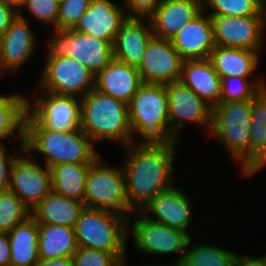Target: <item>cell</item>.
I'll return each mask as SVG.
<instances>
[{
    "instance_id": "cell-30",
    "label": "cell",
    "mask_w": 266,
    "mask_h": 266,
    "mask_svg": "<svg viewBox=\"0 0 266 266\" xmlns=\"http://www.w3.org/2000/svg\"><path fill=\"white\" fill-rule=\"evenodd\" d=\"M28 99L21 95H0V146L1 139L14 136V130L18 129V136L24 148L25 118L27 115Z\"/></svg>"
},
{
    "instance_id": "cell-25",
    "label": "cell",
    "mask_w": 266,
    "mask_h": 266,
    "mask_svg": "<svg viewBox=\"0 0 266 266\" xmlns=\"http://www.w3.org/2000/svg\"><path fill=\"white\" fill-rule=\"evenodd\" d=\"M258 56V52L248 49L215 46L209 59L220 78L240 76L254 81L251 75L259 64Z\"/></svg>"
},
{
    "instance_id": "cell-22",
    "label": "cell",
    "mask_w": 266,
    "mask_h": 266,
    "mask_svg": "<svg viewBox=\"0 0 266 266\" xmlns=\"http://www.w3.org/2000/svg\"><path fill=\"white\" fill-rule=\"evenodd\" d=\"M143 84L136 67L112 58L95 76V89L128 103Z\"/></svg>"
},
{
    "instance_id": "cell-1",
    "label": "cell",
    "mask_w": 266,
    "mask_h": 266,
    "mask_svg": "<svg viewBox=\"0 0 266 266\" xmlns=\"http://www.w3.org/2000/svg\"><path fill=\"white\" fill-rule=\"evenodd\" d=\"M122 168L130 207L141 211L157 194L173 186L175 146L136 145L124 147Z\"/></svg>"
},
{
    "instance_id": "cell-11",
    "label": "cell",
    "mask_w": 266,
    "mask_h": 266,
    "mask_svg": "<svg viewBox=\"0 0 266 266\" xmlns=\"http://www.w3.org/2000/svg\"><path fill=\"white\" fill-rule=\"evenodd\" d=\"M35 103L28 100L27 113L44 129L69 132L81 129V99L75 96L42 92ZM33 107V108H32Z\"/></svg>"
},
{
    "instance_id": "cell-38",
    "label": "cell",
    "mask_w": 266,
    "mask_h": 266,
    "mask_svg": "<svg viewBox=\"0 0 266 266\" xmlns=\"http://www.w3.org/2000/svg\"><path fill=\"white\" fill-rule=\"evenodd\" d=\"M128 17L148 18L163 0H124ZM132 11V12H131Z\"/></svg>"
},
{
    "instance_id": "cell-8",
    "label": "cell",
    "mask_w": 266,
    "mask_h": 266,
    "mask_svg": "<svg viewBox=\"0 0 266 266\" xmlns=\"http://www.w3.org/2000/svg\"><path fill=\"white\" fill-rule=\"evenodd\" d=\"M52 38L45 45L48 56H68L86 66L95 76L113 58V46L97 37L73 29L53 30Z\"/></svg>"
},
{
    "instance_id": "cell-41",
    "label": "cell",
    "mask_w": 266,
    "mask_h": 266,
    "mask_svg": "<svg viewBox=\"0 0 266 266\" xmlns=\"http://www.w3.org/2000/svg\"><path fill=\"white\" fill-rule=\"evenodd\" d=\"M10 243L8 233L0 232V266H10Z\"/></svg>"
},
{
    "instance_id": "cell-10",
    "label": "cell",
    "mask_w": 266,
    "mask_h": 266,
    "mask_svg": "<svg viewBox=\"0 0 266 266\" xmlns=\"http://www.w3.org/2000/svg\"><path fill=\"white\" fill-rule=\"evenodd\" d=\"M140 217L132 221V235L135 247L145 254H171L182 252L172 263L180 266L183 262L185 251L191 237L187 232L168 227L162 223L150 220L147 214L138 212ZM143 214V215H142Z\"/></svg>"
},
{
    "instance_id": "cell-29",
    "label": "cell",
    "mask_w": 266,
    "mask_h": 266,
    "mask_svg": "<svg viewBox=\"0 0 266 266\" xmlns=\"http://www.w3.org/2000/svg\"><path fill=\"white\" fill-rule=\"evenodd\" d=\"M92 164L64 163L50 168L52 190L58 194L84 202L89 167Z\"/></svg>"
},
{
    "instance_id": "cell-27",
    "label": "cell",
    "mask_w": 266,
    "mask_h": 266,
    "mask_svg": "<svg viewBox=\"0 0 266 266\" xmlns=\"http://www.w3.org/2000/svg\"><path fill=\"white\" fill-rule=\"evenodd\" d=\"M38 229L40 260L73 257L78 249L74 228L61 225L38 224Z\"/></svg>"
},
{
    "instance_id": "cell-35",
    "label": "cell",
    "mask_w": 266,
    "mask_h": 266,
    "mask_svg": "<svg viewBox=\"0 0 266 266\" xmlns=\"http://www.w3.org/2000/svg\"><path fill=\"white\" fill-rule=\"evenodd\" d=\"M125 255L78 247L72 258L74 266H118Z\"/></svg>"
},
{
    "instance_id": "cell-17",
    "label": "cell",
    "mask_w": 266,
    "mask_h": 266,
    "mask_svg": "<svg viewBox=\"0 0 266 266\" xmlns=\"http://www.w3.org/2000/svg\"><path fill=\"white\" fill-rule=\"evenodd\" d=\"M20 10L0 39V73L16 72L33 53L35 36ZM34 46V47H33Z\"/></svg>"
},
{
    "instance_id": "cell-36",
    "label": "cell",
    "mask_w": 266,
    "mask_h": 266,
    "mask_svg": "<svg viewBox=\"0 0 266 266\" xmlns=\"http://www.w3.org/2000/svg\"><path fill=\"white\" fill-rule=\"evenodd\" d=\"M90 3L91 0H60L57 30L73 29L89 8Z\"/></svg>"
},
{
    "instance_id": "cell-28",
    "label": "cell",
    "mask_w": 266,
    "mask_h": 266,
    "mask_svg": "<svg viewBox=\"0 0 266 266\" xmlns=\"http://www.w3.org/2000/svg\"><path fill=\"white\" fill-rule=\"evenodd\" d=\"M250 176L266 164V89L251 99Z\"/></svg>"
},
{
    "instance_id": "cell-37",
    "label": "cell",
    "mask_w": 266,
    "mask_h": 266,
    "mask_svg": "<svg viewBox=\"0 0 266 266\" xmlns=\"http://www.w3.org/2000/svg\"><path fill=\"white\" fill-rule=\"evenodd\" d=\"M60 0H27L23 6L30 15L45 24L53 25L57 30L58 8Z\"/></svg>"
},
{
    "instance_id": "cell-6",
    "label": "cell",
    "mask_w": 266,
    "mask_h": 266,
    "mask_svg": "<svg viewBox=\"0 0 266 266\" xmlns=\"http://www.w3.org/2000/svg\"><path fill=\"white\" fill-rule=\"evenodd\" d=\"M129 220L111 211L85 207L74 227L78 247L125 253Z\"/></svg>"
},
{
    "instance_id": "cell-26",
    "label": "cell",
    "mask_w": 266,
    "mask_h": 266,
    "mask_svg": "<svg viewBox=\"0 0 266 266\" xmlns=\"http://www.w3.org/2000/svg\"><path fill=\"white\" fill-rule=\"evenodd\" d=\"M10 266H38V223L30 216L8 232Z\"/></svg>"
},
{
    "instance_id": "cell-23",
    "label": "cell",
    "mask_w": 266,
    "mask_h": 266,
    "mask_svg": "<svg viewBox=\"0 0 266 266\" xmlns=\"http://www.w3.org/2000/svg\"><path fill=\"white\" fill-rule=\"evenodd\" d=\"M180 82L192 89L212 108L220 103L221 78L209 58L184 60Z\"/></svg>"
},
{
    "instance_id": "cell-14",
    "label": "cell",
    "mask_w": 266,
    "mask_h": 266,
    "mask_svg": "<svg viewBox=\"0 0 266 266\" xmlns=\"http://www.w3.org/2000/svg\"><path fill=\"white\" fill-rule=\"evenodd\" d=\"M32 159L20 154L15 158L8 186V190L15 193L30 210L52 191L50 168H41L34 157Z\"/></svg>"
},
{
    "instance_id": "cell-15",
    "label": "cell",
    "mask_w": 266,
    "mask_h": 266,
    "mask_svg": "<svg viewBox=\"0 0 266 266\" xmlns=\"http://www.w3.org/2000/svg\"><path fill=\"white\" fill-rule=\"evenodd\" d=\"M183 61L171 40L153 36L137 69L143 83L166 85L180 81Z\"/></svg>"
},
{
    "instance_id": "cell-40",
    "label": "cell",
    "mask_w": 266,
    "mask_h": 266,
    "mask_svg": "<svg viewBox=\"0 0 266 266\" xmlns=\"http://www.w3.org/2000/svg\"><path fill=\"white\" fill-rule=\"evenodd\" d=\"M17 15L18 13L5 0H0V39Z\"/></svg>"
},
{
    "instance_id": "cell-43",
    "label": "cell",
    "mask_w": 266,
    "mask_h": 266,
    "mask_svg": "<svg viewBox=\"0 0 266 266\" xmlns=\"http://www.w3.org/2000/svg\"><path fill=\"white\" fill-rule=\"evenodd\" d=\"M38 266H74L72 257L40 260Z\"/></svg>"
},
{
    "instance_id": "cell-7",
    "label": "cell",
    "mask_w": 266,
    "mask_h": 266,
    "mask_svg": "<svg viewBox=\"0 0 266 266\" xmlns=\"http://www.w3.org/2000/svg\"><path fill=\"white\" fill-rule=\"evenodd\" d=\"M100 157L89 167L84 205L86 208L106 210L126 217L133 210L126 192V179L121 168L104 166Z\"/></svg>"
},
{
    "instance_id": "cell-19",
    "label": "cell",
    "mask_w": 266,
    "mask_h": 266,
    "mask_svg": "<svg viewBox=\"0 0 266 266\" xmlns=\"http://www.w3.org/2000/svg\"><path fill=\"white\" fill-rule=\"evenodd\" d=\"M171 41L183 60L209 58L216 46L210 15H203L202 11L186 23Z\"/></svg>"
},
{
    "instance_id": "cell-39",
    "label": "cell",
    "mask_w": 266,
    "mask_h": 266,
    "mask_svg": "<svg viewBox=\"0 0 266 266\" xmlns=\"http://www.w3.org/2000/svg\"><path fill=\"white\" fill-rule=\"evenodd\" d=\"M5 152L4 145L0 146V193L8 191L11 167L18 153L16 150L14 155L7 156Z\"/></svg>"
},
{
    "instance_id": "cell-21",
    "label": "cell",
    "mask_w": 266,
    "mask_h": 266,
    "mask_svg": "<svg viewBox=\"0 0 266 266\" xmlns=\"http://www.w3.org/2000/svg\"><path fill=\"white\" fill-rule=\"evenodd\" d=\"M140 212L150 213L154 217L148 216L150 220L184 232L192 217L190 200L174 185L157 194Z\"/></svg>"
},
{
    "instance_id": "cell-18",
    "label": "cell",
    "mask_w": 266,
    "mask_h": 266,
    "mask_svg": "<svg viewBox=\"0 0 266 266\" xmlns=\"http://www.w3.org/2000/svg\"><path fill=\"white\" fill-rule=\"evenodd\" d=\"M204 11L203 0H163L149 19L154 36L171 40L189 21Z\"/></svg>"
},
{
    "instance_id": "cell-42",
    "label": "cell",
    "mask_w": 266,
    "mask_h": 266,
    "mask_svg": "<svg viewBox=\"0 0 266 266\" xmlns=\"http://www.w3.org/2000/svg\"><path fill=\"white\" fill-rule=\"evenodd\" d=\"M233 266H266V255L258 258L237 255Z\"/></svg>"
},
{
    "instance_id": "cell-4",
    "label": "cell",
    "mask_w": 266,
    "mask_h": 266,
    "mask_svg": "<svg viewBox=\"0 0 266 266\" xmlns=\"http://www.w3.org/2000/svg\"><path fill=\"white\" fill-rule=\"evenodd\" d=\"M81 99V129L95 142L114 141L123 148L133 142L128 106L95 88Z\"/></svg>"
},
{
    "instance_id": "cell-13",
    "label": "cell",
    "mask_w": 266,
    "mask_h": 266,
    "mask_svg": "<svg viewBox=\"0 0 266 266\" xmlns=\"http://www.w3.org/2000/svg\"><path fill=\"white\" fill-rule=\"evenodd\" d=\"M169 107V127L173 136L178 139L184 122L190 121L212 127L213 108L199 97L192 89L179 82L166 84Z\"/></svg>"
},
{
    "instance_id": "cell-31",
    "label": "cell",
    "mask_w": 266,
    "mask_h": 266,
    "mask_svg": "<svg viewBox=\"0 0 266 266\" xmlns=\"http://www.w3.org/2000/svg\"><path fill=\"white\" fill-rule=\"evenodd\" d=\"M188 242L183 262L180 266H233L237 254L208 244H198L189 248Z\"/></svg>"
},
{
    "instance_id": "cell-33",
    "label": "cell",
    "mask_w": 266,
    "mask_h": 266,
    "mask_svg": "<svg viewBox=\"0 0 266 266\" xmlns=\"http://www.w3.org/2000/svg\"><path fill=\"white\" fill-rule=\"evenodd\" d=\"M31 216V210L13 192L0 193V232L8 233Z\"/></svg>"
},
{
    "instance_id": "cell-2",
    "label": "cell",
    "mask_w": 266,
    "mask_h": 266,
    "mask_svg": "<svg viewBox=\"0 0 266 266\" xmlns=\"http://www.w3.org/2000/svg\"><path fill=\"white\" fill-rule=\"evenodd\" d=\"M93 144L82 129L52 131L42 128L28 113L26 115L22 151L29 157L34 151L40 152L48 168L64 163L93 164L99 158Z\"/></svg>"
},
{
    "instance_id": "cell-20",
    "label": "cell",
    "mask_w": 266,
    "mask_h": 266,
    "mask_svg": "<svg viewBox=\"0 0 266 266\" xmlns=\"http://www.w3.org/2000/svg\"><path fill=\"white\" fill-rule=\"evenodd\" d=\"M143 19L128 17L113 43V58L136 68L140 66L147 45L154 36L149 19L147 24Z\"/></svg>"
},
{
    "instance_id": "cell-12",
    "label": "cell",
    "mask_w": 266,
    "mask_h": 266,
    "mask_svg": "<svg viewBox=\"0 0 266 266\" xmlns=\"http://www.w3.org/2000/svg\"><path fill=\"white\" fill-rule=\"evenodd\" d=\"M216 46L258 52L262 45L265 16L210 15Z\"/></svg>"
},
{
    "instance_id": "cell-34",
    "label": "cell",
    "mask_w": 266,
    "mask_h": 266,
    "mask_svg": "<svg viewBox=\"0 0 266 266\" xmlns=\"http://www.w3.org/2000/svg\"><path fill=\"white\" fill-rule=\"evenodd\" d=\"M264 89H266V85L261 80H255L254 83L250 79L240 76L221 78L220 102L250 100Z\"/></svg>"
},
{
    "instance_id": "cell-9",
    "label": "cell",
    "mask_w": 266,
    "mask_h": 266,
    "mask_svg": "<svg viewBox=\"0 0 266 266\" xmlns=\"http://www.w3.org/2000/svg\"><path fill=\"white\" fill-rule=\"evenodd\" d=\"M42 71L38 85L47 92L82 98L95 88V74L68 56H48Z\"/></svg>"
},
{
    "instance_id": "cell-32",
    "label": "cell",
    "mask_w": 266,
    "mask_h": 266,
    "mask_svg": "<svg viewBox=\"0 0 266 266\" xmlns=\"http://www.w3.org/2000/svg\"><path fill=\"white\" fill-rule=\"evenodd\" d=\"M266 0H203L204 10L207 6L214 9L209 15L223 16H265ZM206 6V7H205Z\"/></svg>"
},
{
    "instance_id": "cell-5",
    "label": "cell",
    "mask_w": 266,
    "mask_h": 266,
    "mask_svg": "<svg viewBox=\"0 0 266 266\" xmlns=\"http://www.w3.org/2000/svg\"><path fill=\"white\" fill-rule=\"evenodd\" d=\"M251 99L220 102L213 108L210 134L220 139L234 163L241 161L243 174L250 176Z\"/></svg>"
},
{
    "instance_id": "cell-44",
    "label": "cell",
    "mask_w": 266,
    "mask_h": 266,
    "mask_svg": "<svg viewBox=\"0 0 266 266\" xmlns=\"http://www.w3.org/2000/svg\"><path fill=\"white\" fill-rule=\"evenodd\" d=\"M8 5H10L17 13L25 5L27 0H5Z\"/></svg>"
},
{
    "instance_id": "cell-45",
    "label": "cell",
    "mask_w": 266,
    "mask_h": 266,
    "mask_svg": "<svg viewBox=\"0 0 266 266\" xmlns=\"http://www.w3.org/2000/svg\"><path fill=\"white\" fill-rule=\"evenodd\" d=\"M126 265L127 264H126V259L125 258H123L118 264V266H126ZM148 266H151V265H148ZM153 266H156V265H153ZM158 266H162V265H158ZM165 266H167V265H165ZM168 266H173V265L171 264V265H168Z\"/></svg>"
},
{
    "instance_id": "cell-16",
    "label": "cell",
    "mask_w": 266,
    "mask_h": 266,
    "mask_svg": "<svg viewBox=\"0 0 266 266\" xmlns=\"http://www.w3.org/2000/svg\"><path fill=\"white\" fill-rule=\"evenodd\" d=\"M124 10L111 0H91L73 30L105 40L113 46L122 24L128 19Z\"/></svg>"
},
{
    "instance_id": "cell-3",
    "label": "cell",
    "mask_w": 266,
    "mask_h": 266,
    "mask_svg": "<svg viewBox=\"0 0 266 266\" xmlns=\"http://www.w3.org/2000/svg\"><path fill=\"white\" fill-rule=\"evenodd\" d=\"M127 106L132 135L144 139L137 145L176 146L178 140L169 127L165 85L143 83Z\"/></svg>"
},
{
    "instance_id": "cell-24",
    "label": "cell",
    "mask_w": 266,
    "mask_h": 266,
    "mask_svg": "<svg viewBox=\"0 0 266 266\" xmlns=\"http://www.w3.org/2000/svg\"><path fill=\"white\" fill-rule=\"evenodd\" d=\"M84 209L83 202L68 198L52 190L31 210V216L38 224L74 228Z\"/></svg>"
}]
</instances>
